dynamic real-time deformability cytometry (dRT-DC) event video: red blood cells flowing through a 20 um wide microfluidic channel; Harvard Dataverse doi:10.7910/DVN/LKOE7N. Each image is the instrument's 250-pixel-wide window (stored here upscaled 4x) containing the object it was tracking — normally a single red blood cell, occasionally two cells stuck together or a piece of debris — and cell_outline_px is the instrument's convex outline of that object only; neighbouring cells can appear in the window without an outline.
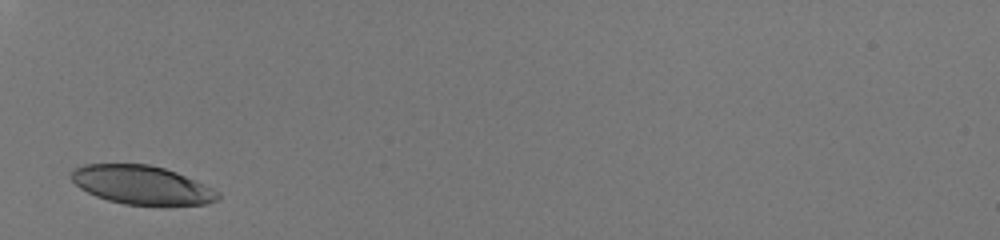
{"species": "human", "species_latin": "Homo sapiens", "temperature_condition": "room temperature", "stored_images_in_passage": 26, "camera_frame_rate_fps": 3000, "um_per_image_px": 0.085, "donor": {"sex": "male"}, "frame": {"image": 1, "passage_image": 1, "time_ms": 0.0, "image_size_px": [1000, 240], "cell_outline_px": [[220, 196], [216, 200], [208, 204], [164, 208], [160, 208], [124, 204], [108, 200], [96, 196], [80, 188], [68, 176], [76, 168], [84, 164], [148, 164], [164, 168], [176, 172], [204, 184], [220, 192]], "centroid_in_image_um": [12.11, 15.77], "position_along_channel_um": 72.9, "area_um2": 33.93}}
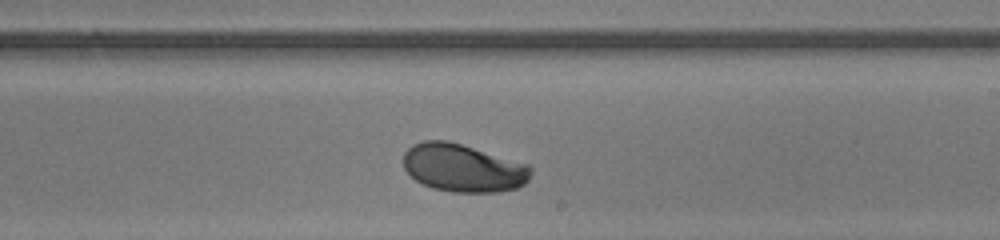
{"frame": {"image": 2, "passage_image": 15, "time_ms": 4.667, "image_size_px": [1000, 240], "cell_outline_px": [[532, 172], [528, 180], [524, 184], [516, 188], [500, 192], [452, 192], [432, 188], [416, 180], [404, 168], [404, 152], [412, 144], [424, 140], [448, 140], [528, 164], [532, 168]], "centroid_in_image_um": [39.37, 14.27], "position_along_channel_um": 249.6, "area_um2": 35.66}}
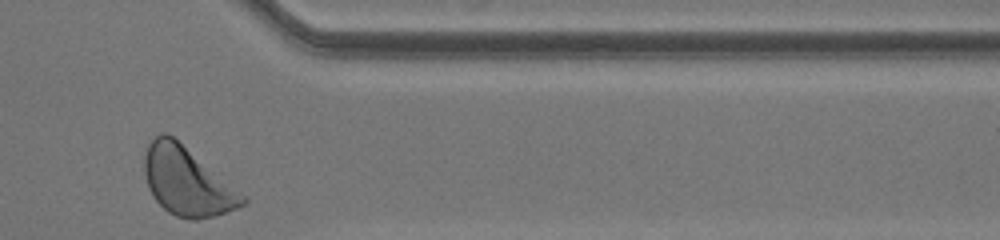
{"frame": {"image": 3, "passage_image": 26, "time_ms": 8.333, "image_size_px": [1000, 240], "cell_outline_px": [[248, 204], [212, 216], [196, 220], [192, 220], [176, 216], [168, 212], [152, 196], [148, 188], [144, 172], [144, 156], [148, 144], [160, 132], [168, 132], [244, 196], [248, 200]], "centroid_in_image_um": [15.84, 15.42], "position_along_channel_um": 395.6, "area_um2": 38.38}, "authors_computed_cell_mechanics": {"area_um2": 34.9112, "velocity_mm_per_s": 4.0393, "shape_relaxation_time_tau1_ms": 2.4731, "shape_relaxation_time_tau2_ms": null, "deformation_change_tau1": 0.1278, "deformation_change_tau2": null}}